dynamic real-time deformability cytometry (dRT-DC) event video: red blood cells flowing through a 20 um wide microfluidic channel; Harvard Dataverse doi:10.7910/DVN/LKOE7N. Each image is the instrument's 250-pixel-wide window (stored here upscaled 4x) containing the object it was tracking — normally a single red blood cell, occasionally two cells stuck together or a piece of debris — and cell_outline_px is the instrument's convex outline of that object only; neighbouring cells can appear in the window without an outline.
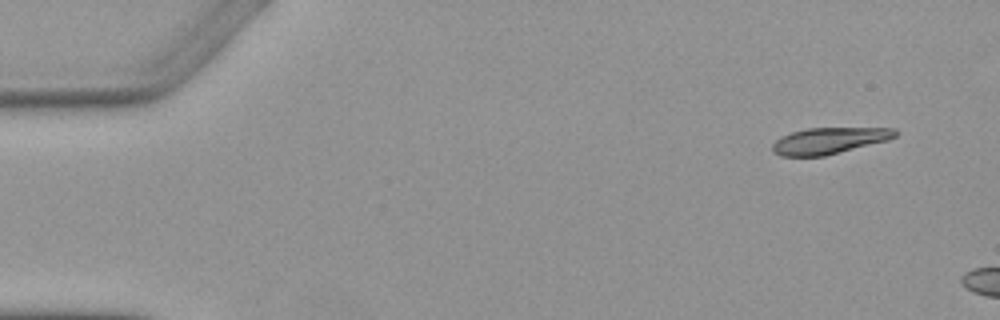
{"species": "Egyptian fruit bat (a non-hibernating species)", "species_latin": "Rousettus aegyptiacus", "temperature_condition": "warm", "stored_images_in_passage": 3, "camera_frame_rate_fps": 3000, "um_per_image_px": 0.085, "animal": {"sex": "female"}, "frame": {"image": 1, "passage_image": 1, "time_ms": 0.0, "image_size_px": [1000, 320], "cell_outline_px": [[900, 132], [896, 136], [888, 140], [824, 156], [780, 156], [772, 152], [772, 144], [780, 136], [792, 132], [808, 128], [896, 128]], "centroid_in_image_um": [70.47, 11.95], "position_along_channel_um": 14.5, "area_um2": 18.9}}